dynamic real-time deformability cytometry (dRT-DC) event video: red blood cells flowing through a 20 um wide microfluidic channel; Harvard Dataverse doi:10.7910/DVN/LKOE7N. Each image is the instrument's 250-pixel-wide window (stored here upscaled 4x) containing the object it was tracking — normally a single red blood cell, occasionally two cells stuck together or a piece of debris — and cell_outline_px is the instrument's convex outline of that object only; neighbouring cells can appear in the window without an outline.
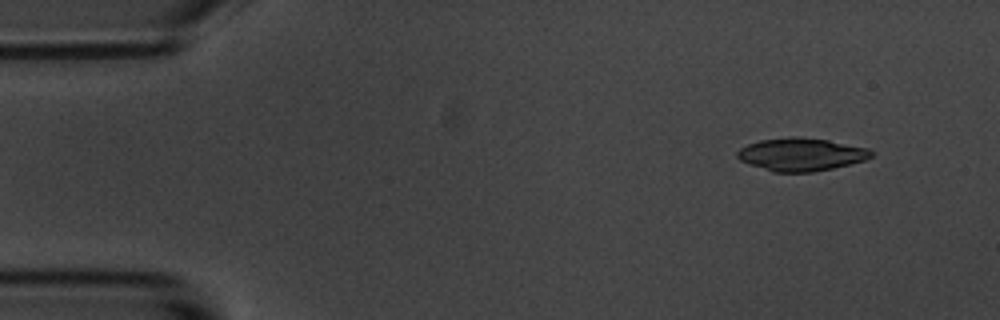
{"species": "common noctule bat (a hibernating species)", "species_latin": "Nyctalus noctula", "temperature_condition": "room temperature", "stored_images_in_passage": 52, "camera_frame_rate_fps": 3000, "um_per_image_px": 0.085, "animal": {"sex": "male", "body_mass_g": 20.1, "forearm_length_mm": 53.5}, "frame": {"image": 1, "passage_image": 1, "time_ms": 0.0, "image_size_px": [1000, 320], "cell_outline_px": [[872, 156], [864, 160], [832, 168], [812, 172], [772, 172], [740, 160], [736, 156], [736, 152], [740, 148], [748, 144], [760, 140], [796, 136], [828, 140], [868, 148], [872, 152]], "centroid_in_image_um": [68.07, 13.12], "position_along_channel_um": 16.9, "area_um2": 25.43}}
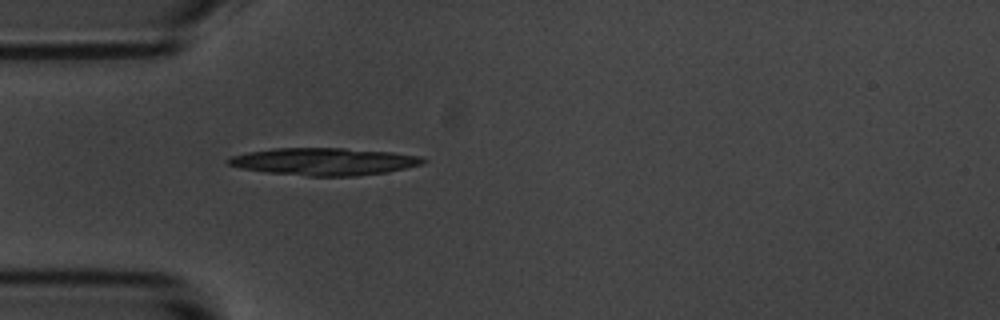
{"frame": {"image": 2, "passage_image": 12, "time_ms": 3.667, "image_size_px": [1000, 320], "cell_outline_px": [[428, 160], [424, 164], [388, 172], [356, 176], [308, 176], [268, 172], [240, 168], [228, 164], [224, 160], [232, 156], [248, 152], [272, 148], [344, 148], [392, 152], [420, 156]], "centroid_in_image_um": [27.57, 13.73], "position_along_channel_um": 57.4, "area_um2": 31.15}}